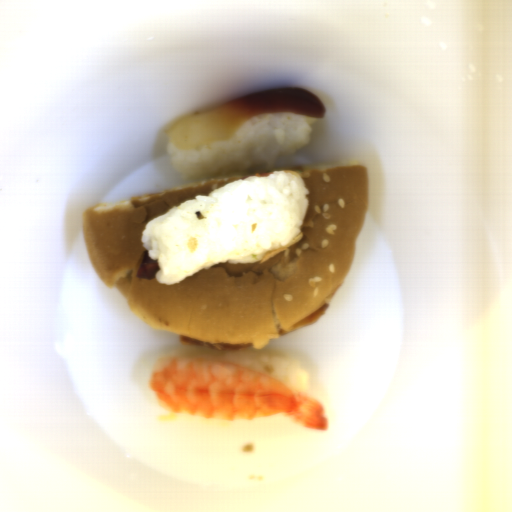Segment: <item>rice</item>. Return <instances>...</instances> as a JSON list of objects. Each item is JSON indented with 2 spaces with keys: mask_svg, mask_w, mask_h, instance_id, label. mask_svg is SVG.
<instances>
[{
  "mask_svg": "<svg viewBox=\"0 0 512 512\" xmlns=\"http://www.w3.org/2000/svg\"><path fill=\"white\" fill-rule=\"evenodd\" d=\"M300 173L275 171L229 182L156 216L140 236L155 281L177 285L219 263H257L299 238L309 207Z\"/></svg>",
  "mask_w": 512,
  "mask_h": 512,
  "instance_id": "rice-1",
  "label": "rice"
},
{
  "mask_svg": "<svg viewBox=\"0 0 512 512\" xmlns=\"http://www.w3.org/2000/svg\"><path fill=\"white\" fill-rule=\"evenodd\" d=\"M316 117L264 113L248 118L229 138L197 150H182L167 141L175 169L188 179L268 170L309 143Z\"/></svg>",
  "mask_w": 512,
  "mask_h": 512,
  "instance_id": "rice-2",
  "label": "rice"
},
{
  "mask_svg": "<svg viewBox=\"0 0 512 512\" xmlns=\"http://www.w3.org/2000/svg\"><path fill=\"white\" fill-rule=\"evenodd\" d=\"M195 356L212 357L249 366L276 377L295 393H305L309 376L297 358L277 352L208 351Z\"/></svg>",
  "mask_w": 512,
  "mask_h": 512,
  "instance_id": "rice-3",
  "label": "rice"
},
{
  "mask_svg": "<svg viewBox=\"0 0 512 512\" xmlns=\"http://www.w3.org/2000/svg\"><path fill=\"white\" fill-rule=\"evenodd\" d=\"M185 416L187 418H189L192 422H196V423L203 424L206 426H234V425L246 422V420L245 421H221V420L203 419V418L192 417V416H187V415H185Z\"/></svg>",
  "mask_w": 512,
  "mask_h": 512,
  "instance_id": "rice-4",
  "label": "rice"
}]
</instances>
